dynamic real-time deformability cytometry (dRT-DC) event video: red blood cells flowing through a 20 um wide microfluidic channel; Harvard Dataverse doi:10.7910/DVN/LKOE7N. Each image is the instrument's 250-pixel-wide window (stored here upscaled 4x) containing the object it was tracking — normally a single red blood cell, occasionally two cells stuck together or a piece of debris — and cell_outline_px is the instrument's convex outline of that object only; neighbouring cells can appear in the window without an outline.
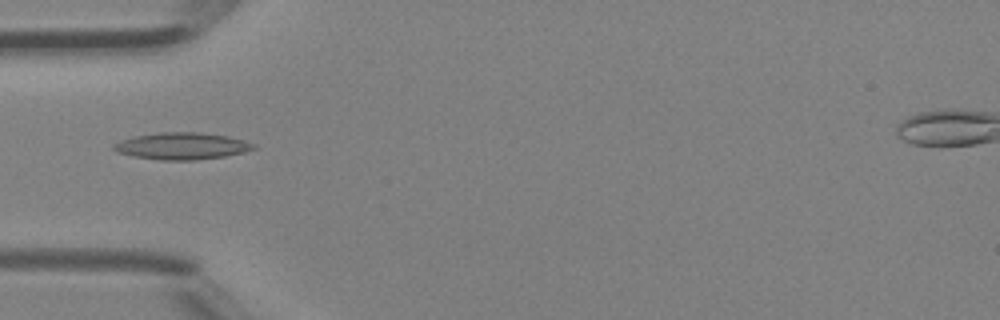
{"species": "Egyptian fruit bat (a non-hibernating species)", "species_latin": "Rousettus aegyptiacus", "temperature_condition": "room temperature", "stored_images_in_passage": 7, "camera_frame_rate_fps": 3000, "um_per_image_px": 0.085, "animal": {"sex": "female"}, "frame": {"image": 1, "passage_image": 5, "time_ms": 1.333, "image_size_px": [1000, 320], "cell_outline_px": [[256, 148], [244, 152], [224, 156], [192, 160], [160, 160], [132, 156], [116, 152], [112, 148], [112, 144], [120, 140], [136, 136], [160, 132], [200, 132], [228, 136], [244, 140], [256, 144]], "centroid_in_image_um": [15.44, 12.41], "position_along_channel_um": 69.6, "area_um2": 21.96}}
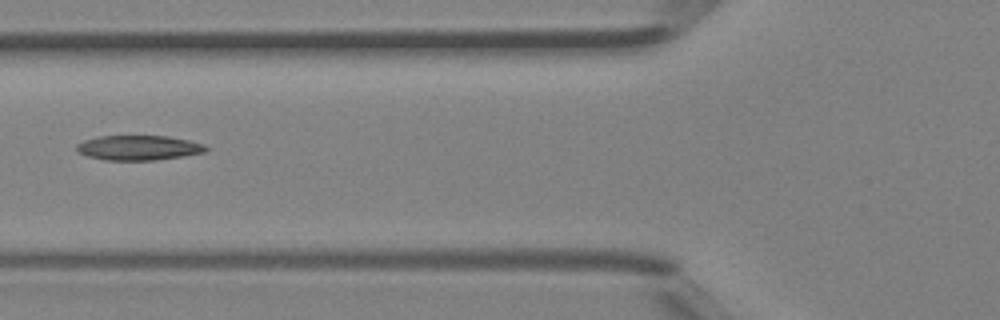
{"frame": {"image": 2, "passage_image": 6, "time_ms": 1.667, "image_size_px": [1000, 320], "cell_outline_px": [[212, 148], [208, 152], [184, 156], [156, 160], [104, 160], [88, 156], [76, 152], [76, 144], [84, 140], [96, 136], [168, 136], [188, 140], [204, 144]], "centroid_in_image_um": [11.81, 12.56], "position_along_channel_um": 114.0, "area_um2": 19.02}}
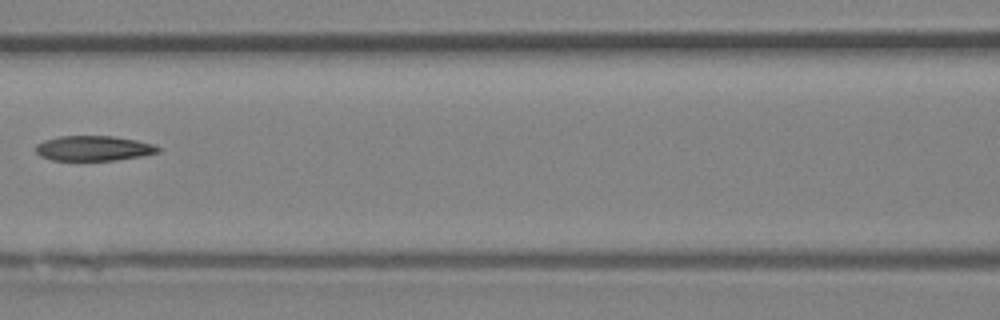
{"frame": {"image": 3, "passage_image": 7, "time_ms": 2.0, "image_size_px": [1000, 320], "cell_outline_px": [[160, 152], [140, 156], [116, 160], [52, 160], [40, 156], [36, 152], [36, 144], [44, 140], [60, 136], [112, 136], [136, 140], [152, 144], [160, 148]], "centroid_in_image_um": [7.93, 12.6], "position_along_channel_um": 158.7, "area_um2": 17.74}}